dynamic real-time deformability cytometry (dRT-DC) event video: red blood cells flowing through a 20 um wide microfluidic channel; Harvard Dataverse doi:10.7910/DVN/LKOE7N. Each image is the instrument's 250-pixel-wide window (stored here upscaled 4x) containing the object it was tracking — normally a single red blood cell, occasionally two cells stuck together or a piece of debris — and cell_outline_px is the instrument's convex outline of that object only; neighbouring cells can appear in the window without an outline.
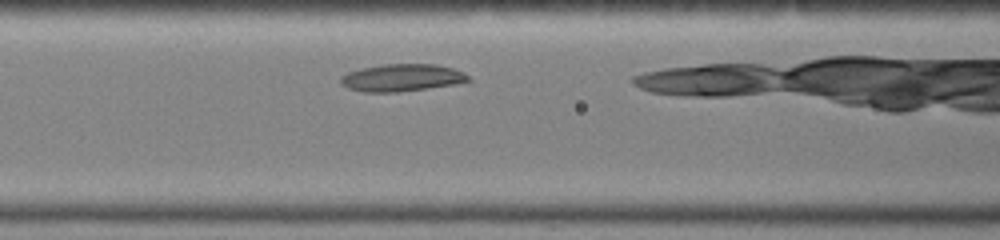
{"species": "common noctule bat (a hibernating species)", "species_latin": "Nyctalus noctula", "temperature_condition": "warm", "stored_images_in_passage": 16, "camera_frame_rate_fps": 3000, "um_per_image_px": 0.085, "animal": {"sex": "female", "body_mass_g": 19.0, "forearm_length_mm": 51.5}, "frame": {"image": 1, "passage_image": 5, "time_ms": 1.333, "image_size_px": [1000, 240], "cell_outline_px": [[472, 80], [452, 84], [428, 88], [396, 92], [364, 92], [348, 88], [340, 80], [340, 76], [348, 72], [360, 68], [384, 64], [436, 64], [452, 68], [464, 72]], "centroid_in_image_um": [34.15, 6.6], "position_along_channel_um": 132.5, "area_um2": 20.17}}
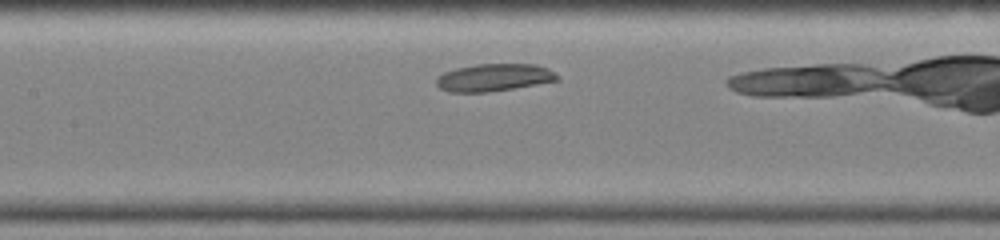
{"frame": {"image": 2, "passage_image": 7, "time_ms": 2.0, "image_size_px": [1000, 240], "cell_outline_px": [[560, 80], [488, 92], [448, 92], [440, 88], [436, 84], [436, 76], [444, 72], [456, 68], [476, 64], [536, 64], [548, 68], [556, 72], [560, 76]], "centroid_in_image_um": [41.99, 6.58], "position_along_channel_um": 165.4, "area_um2": 19.48}}
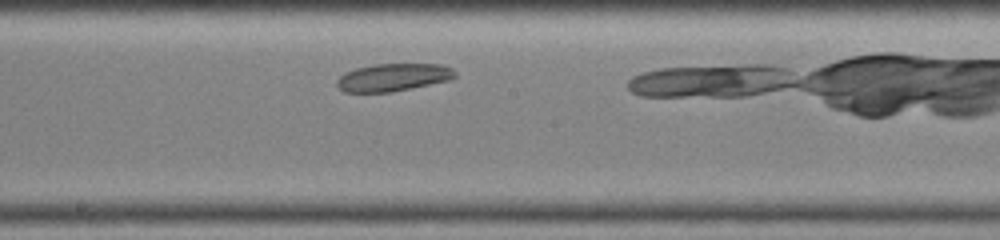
{"frame": {"image": 3, "passage_image": 10, "time_ms": 3.0, "image_size_px": [1000, 240], "cell_outline_px": [[456, 76], [452, 80], [392, 92], [344, 92], [336, 84], [336, 80], [344, 72], [356, 68], [376, 64], [440, 64], [452, 68], [456, 72]], "centroid_in_image_um": [33.44, 6.57], "position_along_channel_um": 214.8, "area_um2": 19.19}}